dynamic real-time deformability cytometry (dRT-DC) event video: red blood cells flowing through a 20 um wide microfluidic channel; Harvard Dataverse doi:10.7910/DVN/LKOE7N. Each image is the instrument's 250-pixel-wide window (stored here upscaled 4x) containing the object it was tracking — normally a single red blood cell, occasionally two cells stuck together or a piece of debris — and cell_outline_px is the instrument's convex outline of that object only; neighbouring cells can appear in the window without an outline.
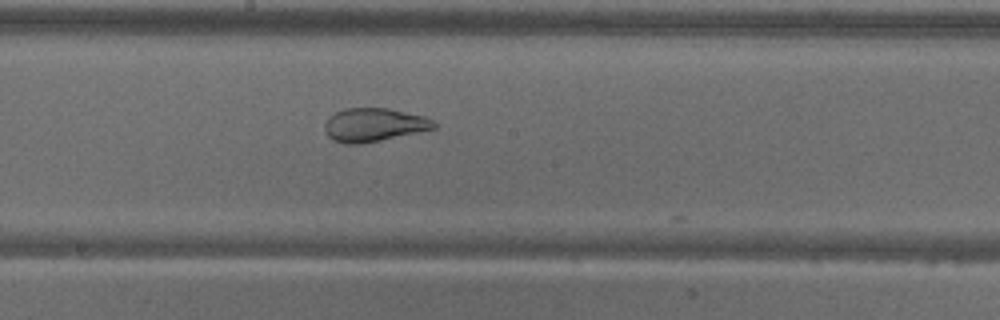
{"species": "common noctule bat (a hibernating species)", "species_latin": "Nyctalus noctula", "temperature_condition": "warm", "stored_images_in_passage": 20, "camera_frame_rate_fps": 3000, "um_per_image_px": 0.085, "animal": {"sex": "male", "body_mass_g": 18.8}, "frame": {"image": 1, "passage_image": 17, "time_ms": 5.333, "image_size_px": [1000, 320], "cell_outline_px": [[440, 124], [436, 128], [380, 140], [360, 144], [344, 144], [332, 140], [328, 136], [324, 128], [324, 124], [336, 112], [344, 108], [388, 108], [424, 116]], "centroid_in_image_um": [31.79, 10.61], "position_along_channel_um": 216.4, "area_um2": 21.21}}